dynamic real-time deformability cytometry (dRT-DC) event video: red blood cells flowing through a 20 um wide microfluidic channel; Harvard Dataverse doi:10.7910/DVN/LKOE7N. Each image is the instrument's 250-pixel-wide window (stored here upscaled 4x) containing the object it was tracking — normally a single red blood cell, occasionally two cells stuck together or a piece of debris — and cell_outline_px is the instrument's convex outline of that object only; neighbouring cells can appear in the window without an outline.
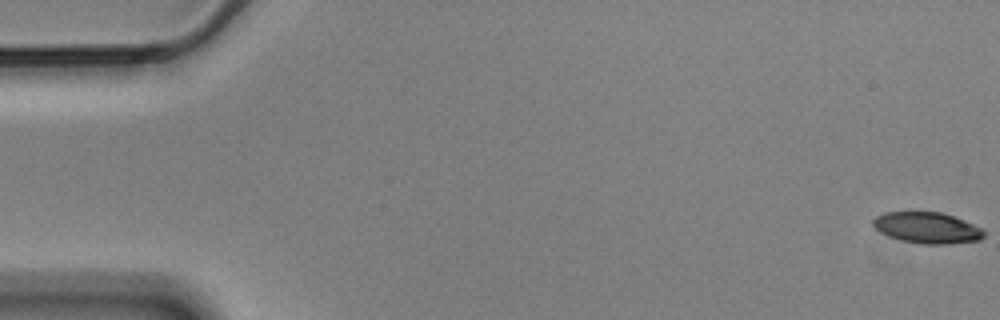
{"species": "Egyptian fruit bat (a non-hibernating species)", "species_latin": "Rousettus aegyptiacus", "temperature_condition": "cold", "stored_images_in_passage": 17, "camera_frame_rate_fps": 3000, "um_per_image_px": 0.085, "animal": {"sex": "male"}, "frame": {"image": 1, "passage_image": 1, "time_ms": 0.0, "image_size_px": [1000, 320], "cell_outline_px": [[984, 236], [980, 240], [944, 244], [920, 244], [888, 236], [880, 232], [872, 224], [872, 220], [876, 216], [884, 212], [940, 212], [964, 220], [980, 228], [984, 232]], "centroid_in_image_um": [78.78, 19.36], "position_along_channel_um": 6.2, "area_um2": 19.88}}
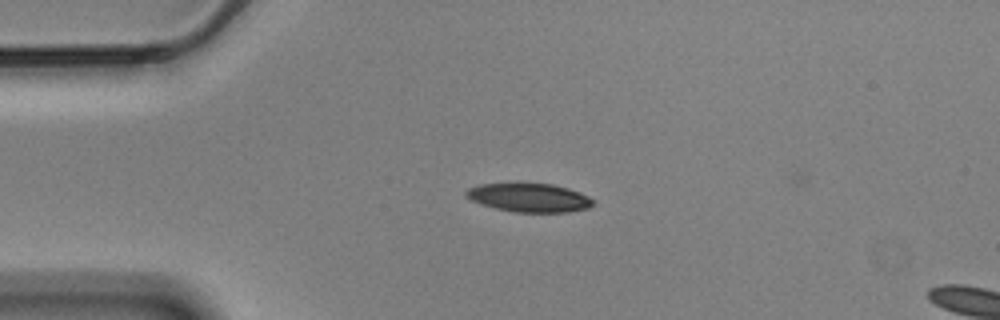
{"frame": {"image": 2, "passage_image": 14, "time_ms": 4.333, "image_size_px": [1000, 320], "cell_outline_px": [[596, 204], [588, 208], [568, 212], [516, 212], [496, 208], [472, 200], [464, 196], [464, 192], [468, 188], [480, 184], [516, 180], [552, 184], [568, 188], [580, 192], [596, 200]], "centroid_in_image_um": [44.98, 16.74], "position_along_channel_um": 40.0, "area_um2": 22.14}}